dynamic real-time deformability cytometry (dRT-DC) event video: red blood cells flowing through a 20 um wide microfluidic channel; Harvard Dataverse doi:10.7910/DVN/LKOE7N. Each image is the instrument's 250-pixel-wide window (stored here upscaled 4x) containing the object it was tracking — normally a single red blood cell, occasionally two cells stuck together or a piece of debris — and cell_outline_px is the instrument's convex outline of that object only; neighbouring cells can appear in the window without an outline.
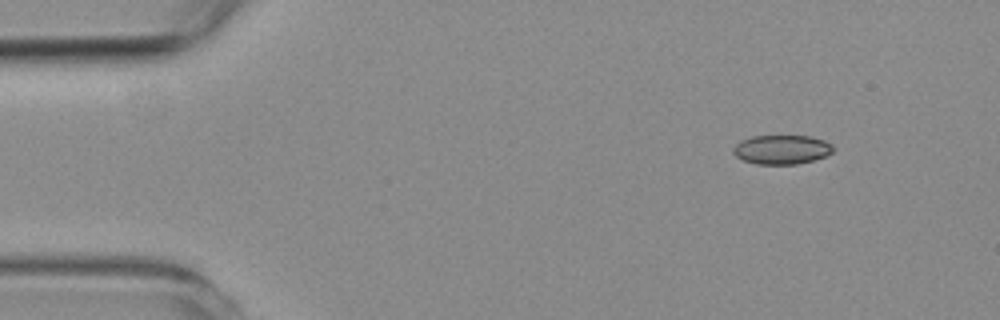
{"species": "common noctule bat (a hibernating species)", "species_latin": "Nyctalus noctula", "temperature_condition": "room temperature", "stored_images_in_passage": 52, "camera_frame_rate_fps": 3000, "um_per_image_px": 0.085, "animal": {"sex": "female", "body_mass_g": 19.3, "forearm_length_mm": 54.1}, "frame": {"image": 1, "passage_image": 1, "time_ms": 0.0, "image_size_px": [1000, 320], "cell_outline_px": [[836, 148], [832, 152], [824, 156], [812, 160], [796, 164], [756, 164], [744, 160], [736, 156], [732, 152], [732, 148], [740, 140], [752, 136], [812, 136], [824, 140], [832, 144]], "centroid_in_image_um": [66.44, 12.7], "position_along_channel_um": 18.6, "area_um2": 17.05}}
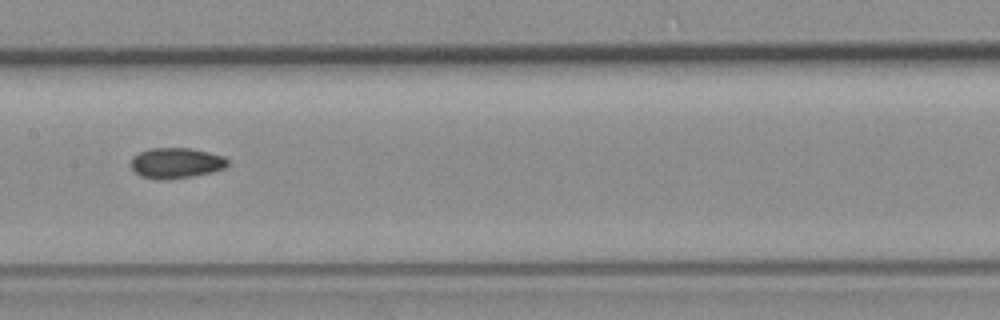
{"frame": {"image": 2, "passage_image": 23, "time_ms": 7.333, "image_size_px": [1000, 320], "cell_outline_px": [[228, 164], [224, 168], [212, 172], [192, 176], [160, 180], [156, 180], [140, 176], [128, 164], [132, 156], [148, 148], [188, 148], [208, 152], [224, 156], [228, 160]], "centroid_in_image_um": [14.92, 13.85], "position_along_channel_um": 192.5, "area_um2": 17.34}}
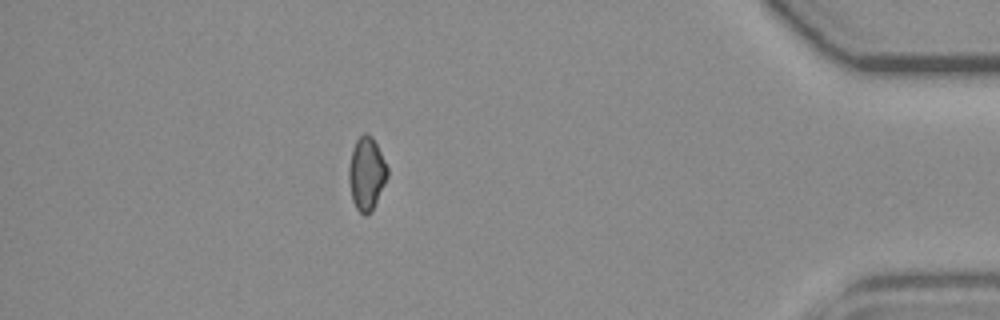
{"frame": {"image": 3, "passage_image": 45, "time_ms": 14.667, "image_size_px": [1000, 320], "cell_outline_px": [[388, 176], [372, 212], [364, 216], [356, 208], [352, 200], [348, 180], [348, 168], [352, 148], [356, 140], [364, 132], [372, 136], [388, 168]], "centroid_in_image_um": [31.14, 14.77], "position_along_channel_um": 404.1, "area_um2": 16.53}}